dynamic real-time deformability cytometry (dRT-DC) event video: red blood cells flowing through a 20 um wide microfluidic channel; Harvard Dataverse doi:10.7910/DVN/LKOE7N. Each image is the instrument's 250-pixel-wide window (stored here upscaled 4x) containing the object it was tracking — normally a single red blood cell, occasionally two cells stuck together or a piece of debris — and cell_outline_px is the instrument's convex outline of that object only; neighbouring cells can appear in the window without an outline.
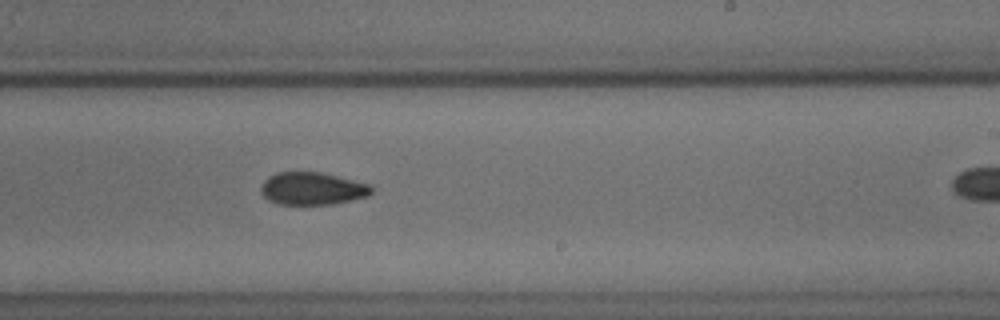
{"species": "common noctule bat (a hibernating species)", "species_latin": "Nyctalus noctula", "temperature_condition": "cold", "stored_images_in_passage": 29, "camera_frame_rate_fps": 3000, "um_per_image_px": 0.085, "animal": {"sex": "male", "body_mass_g": 18.8}, "frame": {"image": 1, "passage_image": 25, "time_ms": 8.0, "image_size_px": [1000, 320], "cell_outline_px": [[372, 192], [368, 196], [332, 204], [276, 204], [268, 200], [260, 192], [260, 188], [264, 180], [268, 176], [276, 172], [320, 172], [372, 184]], "centroid_in_image_um": [26.53, 16.02], "position_along_channel_um": 262.5, "area_um2": 21.1}}